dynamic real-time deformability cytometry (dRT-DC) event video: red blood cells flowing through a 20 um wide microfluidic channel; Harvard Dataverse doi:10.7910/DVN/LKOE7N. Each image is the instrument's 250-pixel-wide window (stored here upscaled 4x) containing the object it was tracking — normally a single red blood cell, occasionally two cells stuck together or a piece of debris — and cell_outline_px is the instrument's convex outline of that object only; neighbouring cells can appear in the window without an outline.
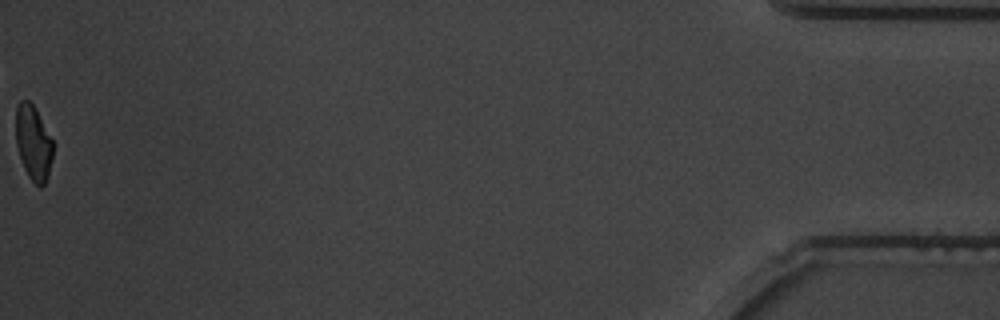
{"species": "common noctule bat (a hibernating species)", "species_latin": "Nyctalus noctula", "temperature_condition": "warm", "stored_images_in_passage": 50, "camera_frame_rate_fps": 3000, "um_per_image_px": 0.085, "animal": {"sex": "male", "body_mass_g": 19.5, "forearm_length_mm": 54.6}, "frame": {"image": 1, "passage_image": 50, "time_ms": 16.333, "image_size_px": [1000, 320], "cell_outline_px": [[56, 144], [48, 176], [44, 184], [40, 188], [28, 176], [24, 168], [16, 144], [16, 104], [20, 100], [28, 100], [32, 104]], "centroid_in_image_um": [2.86, 12.14], "position_along_channel_um": 432.3, "area_um2": 16.42}, "authors_computed_cell_mechanics": {"area_um2": 18.0047, "velocity_mm_per_s": 3.7108, "shape_relaxation_time_tau1_ms": 5.8155, "shape_relaxation_time_tau2_ms": 2.482, "deformation_change_tau1": 0.1839, "deformation_change_tau2": 0.0717}}